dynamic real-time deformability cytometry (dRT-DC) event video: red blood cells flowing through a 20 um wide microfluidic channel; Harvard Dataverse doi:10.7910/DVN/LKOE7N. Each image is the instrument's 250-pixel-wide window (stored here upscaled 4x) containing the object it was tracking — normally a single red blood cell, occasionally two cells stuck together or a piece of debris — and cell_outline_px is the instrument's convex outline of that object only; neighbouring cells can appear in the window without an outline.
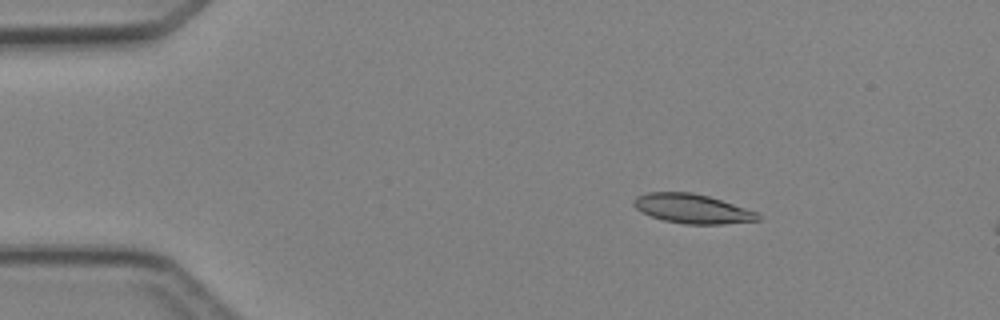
{"species": "Egyptian fruit bat (a non-hibernating species)", "species_latin": "Rousettus aegyptiacus", "temperature_condition": "cold", "stored_images_in_passage": 4, "camera_frame_rate_fps": 3000, "um_per_image_px": 0.085, "animal": {"sex": "female"}, "frame": {"image": 1, "passage_image": 2, "time_ms": 1.0, "image_size_px": [1000, 320], "cell_outline_px": [[760, 220], [724, 224], [684, 224], [664, 220], [652, 216], [636, 208], [632, 204], [632, 200], [636, 196], [648, 192], [692, 192], [708, 196], [756, 212], [760, 216]], "centroid_in_image_um": [58.81, 17.73], "position_along_channel_um": 26.2, "area_um2": 20.98}}